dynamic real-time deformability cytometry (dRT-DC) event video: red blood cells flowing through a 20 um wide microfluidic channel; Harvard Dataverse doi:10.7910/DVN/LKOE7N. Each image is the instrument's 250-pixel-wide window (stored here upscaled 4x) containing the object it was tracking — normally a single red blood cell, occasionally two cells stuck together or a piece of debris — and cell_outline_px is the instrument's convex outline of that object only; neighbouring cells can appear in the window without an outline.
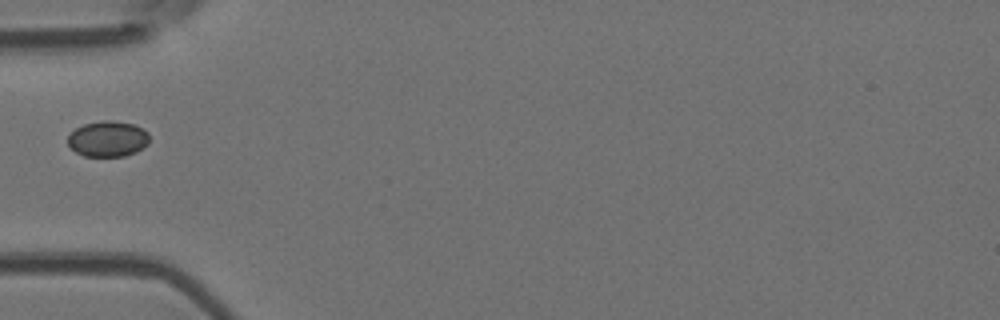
{"species": "Egyptian fruit bat (a non-hibernating species)", "species_latin": "Rousettus aegyptiacus", "temperature_condition": "room temperature", "stored_images_in_passage": 6, "camera_frame_rate_fps": 3000, "um_per_image_px": 0.085, "animal": {"sex": "female"}, "frame": {"image": 1, "passage_image": 5, "time_ms": 5.667, "image_size_px": [1000, 320], "cell_outline_px": [[148, 144], [136, 152], [124, 156], [84, 156], [76, 152], [68, 144], [68, 136], [76, 128], [84, 124], [100, 120], [108, 120], [132, 124], [148, 132]], "centroid_in_image_um": [9.15, 11.81], "position_along_channel_um": 75.8, "area_um2": 16.82}}
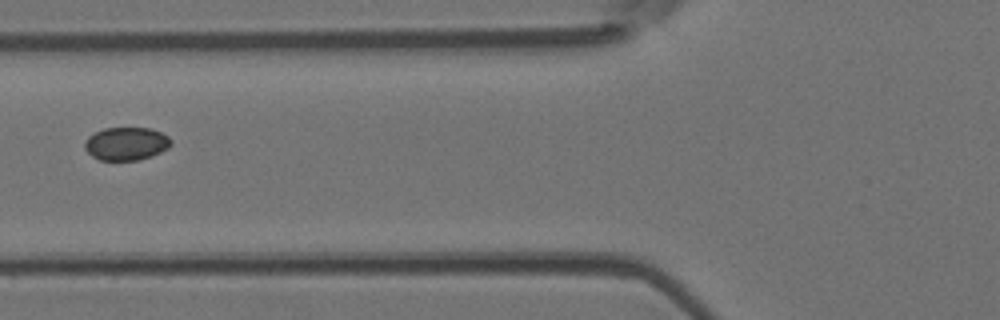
{"frame": {"image": 2, "passage_image": 6, "time_ms": 6.667, "image_size_px": [1000, 320], "cell_outline_px": [[172, 144], [168, 148], [152, 156], [140, 160], [100, 160], [92, 156], [84, 148], [84, 144], [88, 136], [104, 128], [148, 128], [160, 132], [168, 136], [172, 140]], "centroid_in_image_um": [10.74, 12.22], "position_along_channel_um": 115.1, "area_um2": 16.65}}